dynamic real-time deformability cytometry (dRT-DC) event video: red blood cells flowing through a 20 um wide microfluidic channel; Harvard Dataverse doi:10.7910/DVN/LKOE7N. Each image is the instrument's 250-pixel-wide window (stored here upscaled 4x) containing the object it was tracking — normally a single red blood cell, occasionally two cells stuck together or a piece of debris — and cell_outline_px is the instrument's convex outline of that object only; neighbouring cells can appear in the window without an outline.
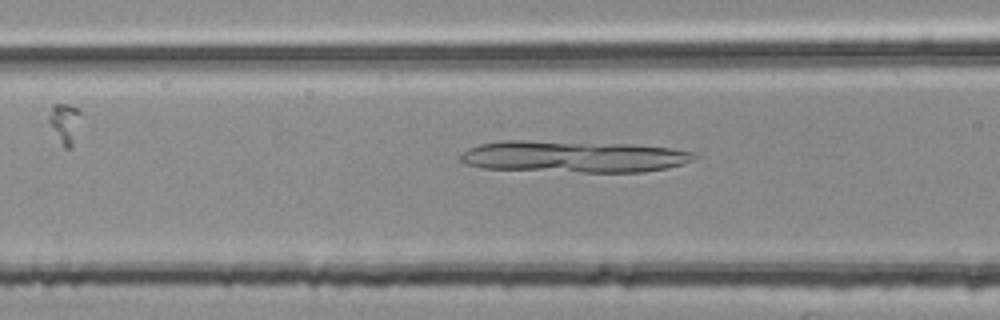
{"species": "common noctule bat (a hibernating species)", "species_latin": "Nyctalus noctula", "temperature_condition": "room temperature", "stored_images_in_passage": 17, "camera_frame_rate_fps": 3000, "um_per_image_px": 0.085, "animal": {"sex": "female", "body_mass_g": 25.1}, "frame": {"image": 1, "passage_image": 15, "time_ms": 4.667, "image_size_px": [1000, 320], "cell_outline_px": [[700, 156], [684, 164], [668, 168], [644, 172], [584, 172], [484, 168], [464, 164], [460, 160], [460, 156], [468, 148], [480, 144], [504, 140], [520, 140], [632, 144], [672, 148], [696, 152]], "centroid_in_image_um": [48.81, 13.31], "position_along_channel_um": 117.8, "area_um2": 43.41}}